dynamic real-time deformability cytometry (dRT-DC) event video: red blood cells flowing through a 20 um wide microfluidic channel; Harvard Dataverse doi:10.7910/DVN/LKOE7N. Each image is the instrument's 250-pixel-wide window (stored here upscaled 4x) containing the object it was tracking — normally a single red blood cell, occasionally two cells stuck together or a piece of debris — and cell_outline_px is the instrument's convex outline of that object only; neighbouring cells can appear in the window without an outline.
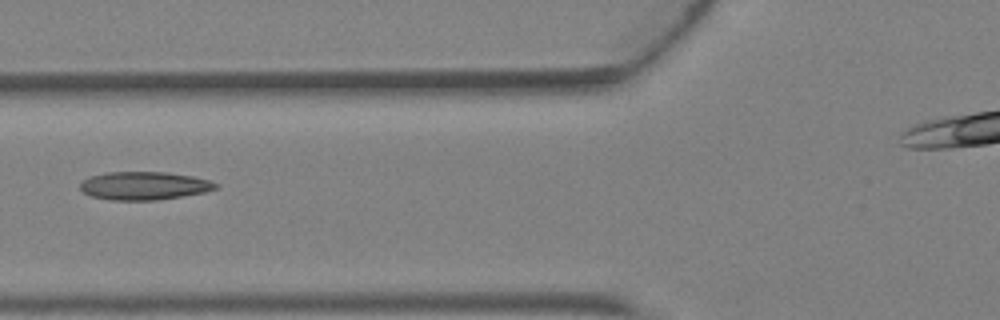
{"species": "Egyptian fruit bat (a non-hibernating species)", "species_latin": "Rousettus aegyptiacus", "temperature_condition": "warm", "stored_images_in_passage": 5, "camera_frame_rate_fps": 3000, "um_per_image_px": 0.085, "animal": {"sex": "female"}, "frame": {"image": 1, "passage_image": 5, "time_ms": 1.333, "image_size_px": [1000, 320], "cell_outline_px": [[220, 184], [216, 188], [204, 192], [156, 200], [112, 200], [92, 196], [84, 192], [80, 188], [80, 184], [84, 180], [92, 176], [104, 172], [164, 172], [192, 176], [208, 180]], "centroid_in_image_um": [12.25, 15.78], "position_along_channel_um": 113.6, "area_um2": 21.96}}